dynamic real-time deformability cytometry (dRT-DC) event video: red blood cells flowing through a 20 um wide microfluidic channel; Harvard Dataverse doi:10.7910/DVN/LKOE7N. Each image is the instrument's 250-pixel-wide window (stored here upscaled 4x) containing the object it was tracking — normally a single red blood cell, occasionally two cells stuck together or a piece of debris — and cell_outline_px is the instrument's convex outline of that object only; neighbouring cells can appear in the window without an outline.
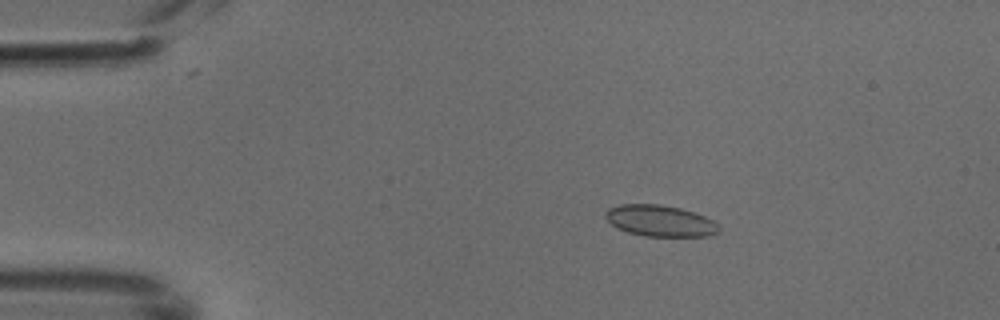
{"species": "common noctule bat (a hibernating species)", "species_latin": "Nyctalus noctula", "temperature_condition": "cold", "stored_images_in_passage": 48, "camera_frame_rate_fps": 3000, "um_per_image_px": 0.085, "animal": {"sex": "male", "body_mass_g": 18.8}, "frame": {"image": 1, "passage_image": 8, "time_ms": 2.333, "image_size_px": [1000, 320], "cell_outline_px": [[720, 232], [708, 236], [644, 236], [628, 232], [616, 228], [604, 216], [604, 212], [608, 208], [620, 204], [660, 204], [680, 208], [704, 216], [712, 220], [720, 228]], "centroid_in_image_um": [56.08, 18.77], "position_along_channel_um": 28.9, "area_um2": 20.69}}
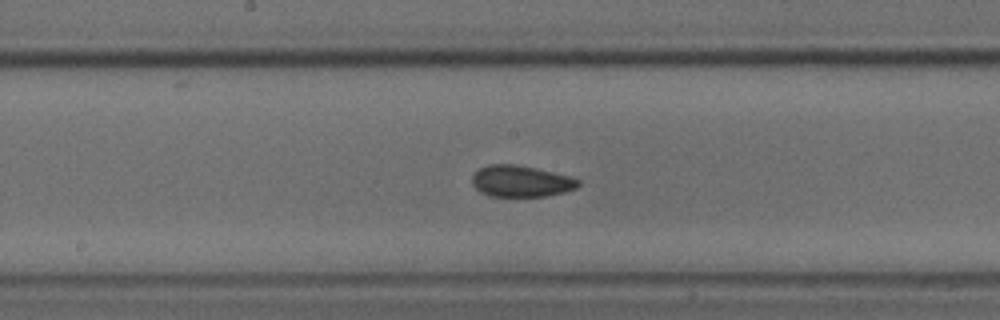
{"frame": {"image": 2, "passage_image": 25, "time_ms": 8.0, "image_size_px": [1000, 320], "cell_outline_px": [[580, 184], [576, 188], [564, 192], [544, 196], [488, 196], [480, 192], [472, 184], [472, 176], [480, 168], [488, 164], [512, 164], [552, 172], [568, 176], [580, 180]], "centroid_in_image_um": [44.25, 15.41], "position_along_channel_um": 203.9, "area_um2": 19.19}}
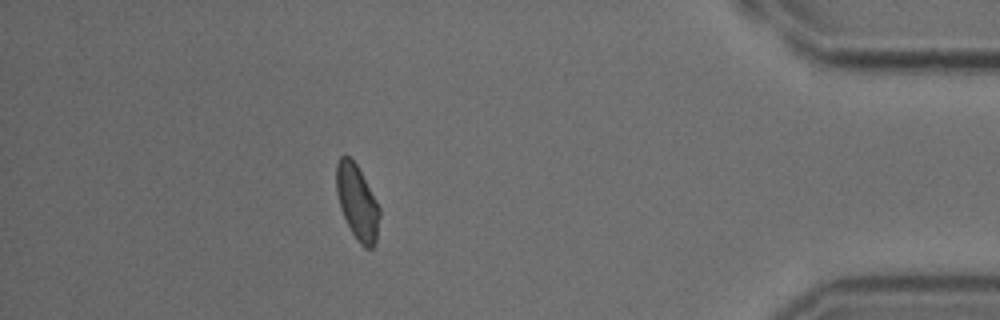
{"frame": {"image": 3, "passage_image": 43, "time_ms": 14.0, "image_size_px": [1000, 320], "cell_outline_px": [[380, 216], [376, 240], [372, 248], [364, 248], [360, 244], [352, 232], [340, 208], [336, 192], [336, 164], [340, 156], [348, 156], [356, 164], [376, 200], [380, 208]], "centroid_in_image_um": [30.36, 17.19], "position_along_channel_um": 404.8, "area_um2": 18.61}}